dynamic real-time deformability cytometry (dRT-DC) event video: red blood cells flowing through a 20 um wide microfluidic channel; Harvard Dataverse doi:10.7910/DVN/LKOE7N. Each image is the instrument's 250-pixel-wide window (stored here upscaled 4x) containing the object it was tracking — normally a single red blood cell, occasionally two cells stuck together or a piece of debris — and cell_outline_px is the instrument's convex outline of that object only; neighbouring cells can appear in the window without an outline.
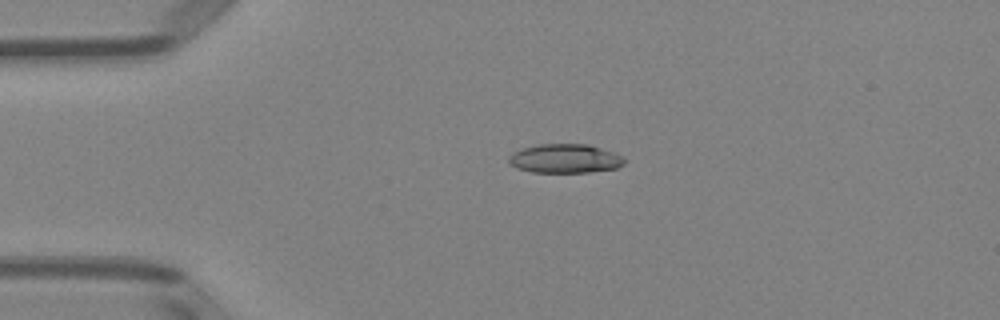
{"species": "Egyptian fruit bat (a non-hibernating species)", "species_latin": "Rousettus aegyptiacus", "temperature_condition": "room temperature", "stored_images_in_passage": 3, "camera_frame_rate_fps": 3000, "um_per_image_px": 0.085, "animal": {"sex": "female"}, "frame": {"image": 1, "passage_image": 2, "time_ms": 1.333, "image_size_px": [1000, 320], "cell_outline_px": [[628, 160], [624, 164], [616, 168], [588, 172], [532, 172], [516, 168], [508, 164], [508, 156], [512, 152], [520, 148], [540, 144], [588, 144], [624, 156]], "centroid_in_image_um": [48.0, 13.47], "position_along_channel_um": 37.0, "area_um2": 19.77}}